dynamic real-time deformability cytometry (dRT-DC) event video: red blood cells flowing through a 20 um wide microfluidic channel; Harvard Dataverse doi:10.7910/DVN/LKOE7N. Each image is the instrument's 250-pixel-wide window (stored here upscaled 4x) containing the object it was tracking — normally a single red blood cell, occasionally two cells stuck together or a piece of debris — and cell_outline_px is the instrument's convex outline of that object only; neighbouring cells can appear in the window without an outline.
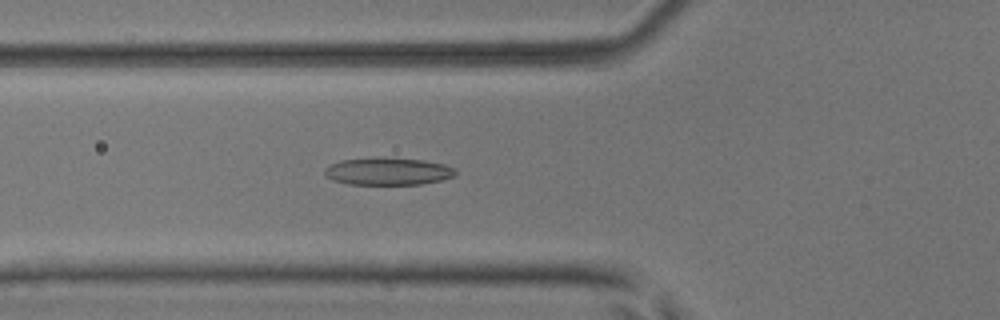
{"species": "common noctule bat (a hibernating species)", "species_latin": "Nyctalus noctula", "temperature_condition": "room temperature", "stored_images_in_passage": 44, "camera_frame_rate_fps": 3000, "um_per_image_px": 0.085, "animal": {"sex": "male", "body_mass_g": 17.9, "forearm_length_mm": 54.2}, "frame": {"image": 1, "passage_image": 11, "time_ms": 3.333, "image_size_px": [1000, 320], "cell_outline_px": [[456, 176], [444, 180], [420, 184], [348, 184], [332, 180], [324, 176], [324, 168], [328, 164], [340, 160], [424, 160], [444, 164], [456, 168]], "centroid_in_image_um": [32.99, 14.61], "position_along_channel_um": 92.8, "area_um2": 20.29}}
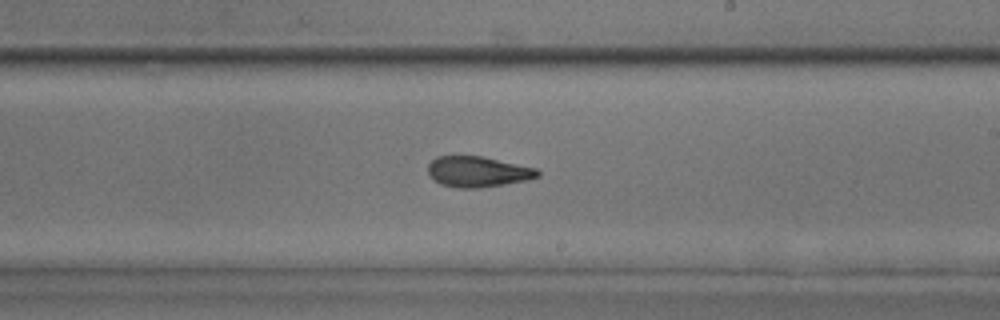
{"frame": {"image": 2, "passage_image": 23, "time_ms": 7.333, "image_size_px": [1000, 320], "cell_outline_px": [[540, 176], [528, 180], [480, 188], [456, 188], [440, 184], [432, 180], [428, 172], [428, 164], [436, 156], [484, 156], [536, 168], [540, 172]], "centroid_in_image_um": [40.6, 14.6], "position_along_channel_um": 248.4, "area_um2": 19.83}}
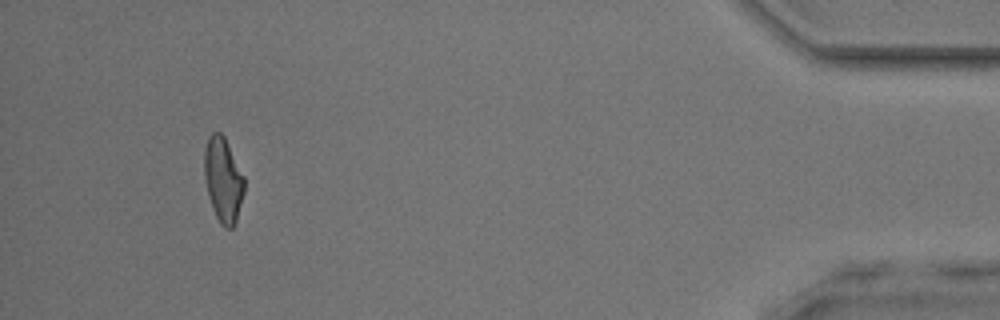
{"frame": {"image": 3, "passage_image": 41, "time_ms": 13.333, "image_size_px": [1000, 320], "cell_outline_px": [[244, 192], [236, 220], [232, 228], [224, 228], [220, 224], [212, 208], [208, 196], [204, 176], [204, 148], [208, 136], [212, 132], [220, 132], [224, 136], [244, 176]], "centroid_in_image_um": [18.95, 15.27], "position_along_channel_um": 416.3, "area_um2": 19.77}, "authors_computed_cell_mechanics": {"area_um2": 20.0277, "velocity_mm_per_s": 3.8978, "shape_relaxation_time_tau1_ms": 10.3883, "shape_relaxation_time_tau2_ms": 1.8102, "deformation_change_tau1": 0.2874, "deformation_change_tau2": 0.0973}}